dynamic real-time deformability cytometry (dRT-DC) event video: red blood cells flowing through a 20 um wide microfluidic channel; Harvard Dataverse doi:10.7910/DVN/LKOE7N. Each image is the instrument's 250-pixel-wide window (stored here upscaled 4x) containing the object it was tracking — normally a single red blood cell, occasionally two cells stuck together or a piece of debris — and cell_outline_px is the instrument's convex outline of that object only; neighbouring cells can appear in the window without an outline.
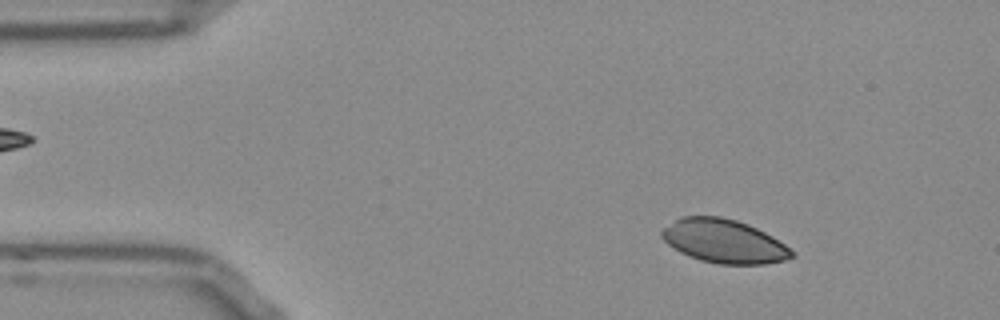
{"species": "Egyptian fruit bat (a non-hibernating species)", "species_latin": "Rousettus aegyptiacus", "temperature_condition": "room temperature", "stored_images_in_passage": 47, "camera_frame_rate_fps": 3000, "um_per_image_px": 0.085, "frame": {"image": 1, "passage_image": 1, "time_ms": 0.0, "image_size_px": [1000, 320], "cell_outline_px": [[792, 256], [784, 260], [764, 264], [716, 264], [700, 260], [688, 256], [672, 248], [660, 236], [660, 232], [664, 228], [676, 220], [684, 216], [720, 216], [736, 220], [748, 224], [772, 236], [784, 244], [792, 252]], "centroid_in_image_um": [61.49, 20.5], "position_along_channel_um": 23.5, "area_um2": 32.77}}
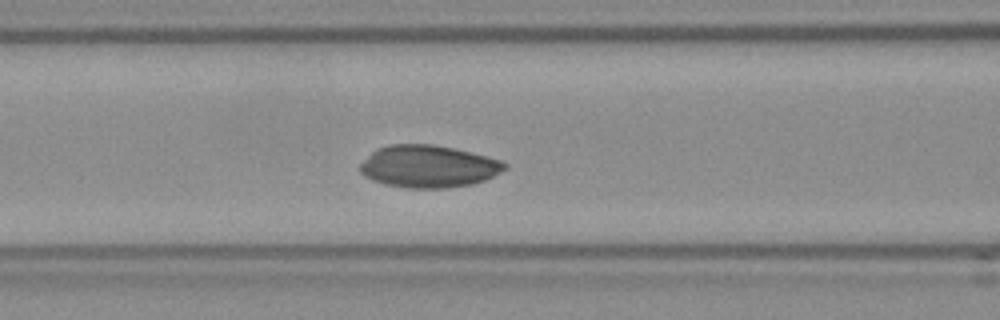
{"frame": {"image": 2, "passage_image": 15, "time_ms": 4.667, "image_size_px": [1000, 320], "cell_outline_px": [[508, 164], [500, 172], [484, 180], [472, 184], [448, 188], [408, 188], [384, 184], [372, 180], [364, 176], [360, 172], [360, 164], [376, 148], [392, 144], [432, 144], [452, 148], [500, 160]], "centroid_in_image_um": [36.37, 14.15], "position_along_channel_um": 130.2, "area_um2": 35.37}}
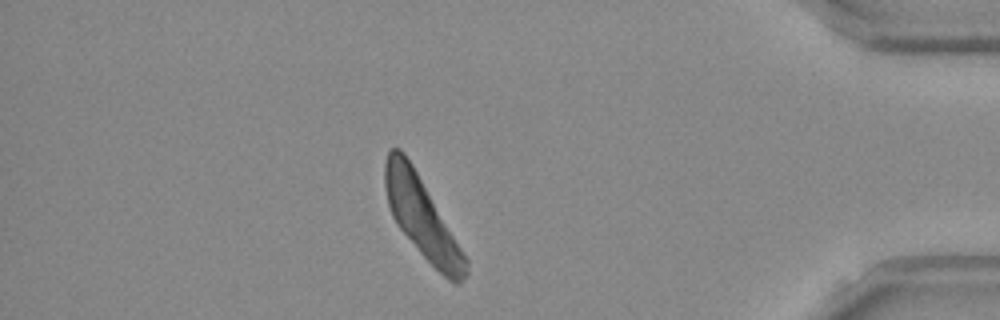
{"frame": {"image": 3, "passage_image": 40, "time_ms": 13.0, "image_size_px": [1000, 320], "cell_outline_px": [[468, 276], [460, 284], [456, 284], [448, 280], [420, 252], [396, 224], [392, 216], [388, 204], [384, 184], [384, 164], [388, 148], [400, 148], [404, 152], [412, 164], [468, 260]], "centroid_in_image_um": [35.85, 18.49], "position_along_channel_um": 399.3, "area_um2": 37.22}}